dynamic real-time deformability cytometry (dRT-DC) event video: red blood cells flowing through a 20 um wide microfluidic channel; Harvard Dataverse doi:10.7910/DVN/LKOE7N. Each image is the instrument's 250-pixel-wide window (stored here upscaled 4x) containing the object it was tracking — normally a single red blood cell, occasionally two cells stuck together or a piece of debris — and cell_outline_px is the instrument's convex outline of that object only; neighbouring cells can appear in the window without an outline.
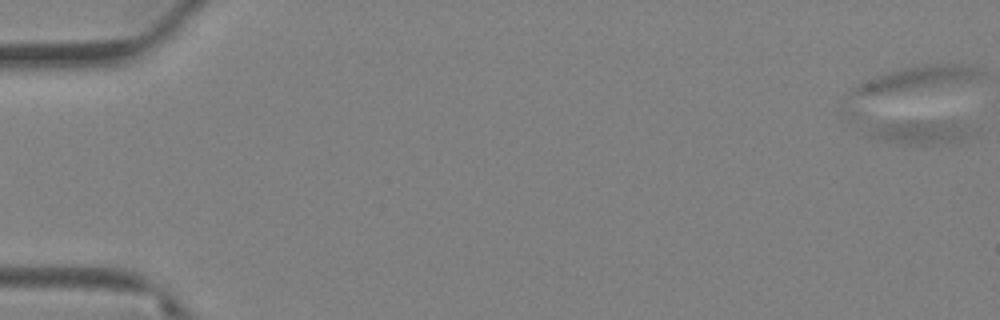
{"species": "Egyptian fruit bat (a non-hibernating species)", "species_latin": "Rousettus aegyptiacus", "temperature_condition": "warm", "stored_images_in_passage": 88, "camera_frame_rate_fps": 3000, "um_per_image_px": 0.085, "animal": {"sex": "female"}, "frame": {"image": 1, "passage_image": 1, "time_ms": 0.0, "image_size_px": [1000, 320], "cell_outline_px": [[980, 132], [972, 136], [960, 140], [936, 144], [900, 144], [872, 140], [868, 132], [868, 128], [884, 124], [908, 120], [956, 120], [980, 128]], "centroid_in_image_um": [78.43, 11.21], "position_along_channel_um": 6.6, "area_um2": 15.61}}
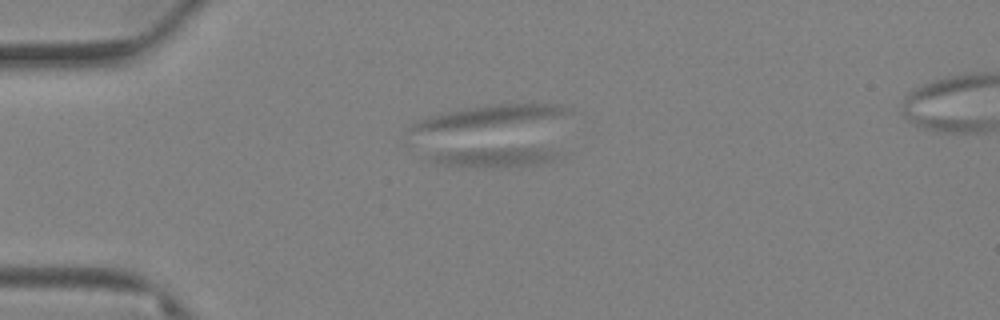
{"frame": {"image": 2, "passage_image": 27, "time_ms": 8.667, "image_size_px": [1000, 320], "cell_outline_px": [[564, 156], [548, 164], [500, 168], [464, 168], [432, 164], [424, 160], [428, 156], [440, 152], [480, 148], [544, 148], [556, 152]], "centroid_in_image_um": [42.01, 13.41], "position_along_channel_um": 43.0, "area_um2": 15.9}}